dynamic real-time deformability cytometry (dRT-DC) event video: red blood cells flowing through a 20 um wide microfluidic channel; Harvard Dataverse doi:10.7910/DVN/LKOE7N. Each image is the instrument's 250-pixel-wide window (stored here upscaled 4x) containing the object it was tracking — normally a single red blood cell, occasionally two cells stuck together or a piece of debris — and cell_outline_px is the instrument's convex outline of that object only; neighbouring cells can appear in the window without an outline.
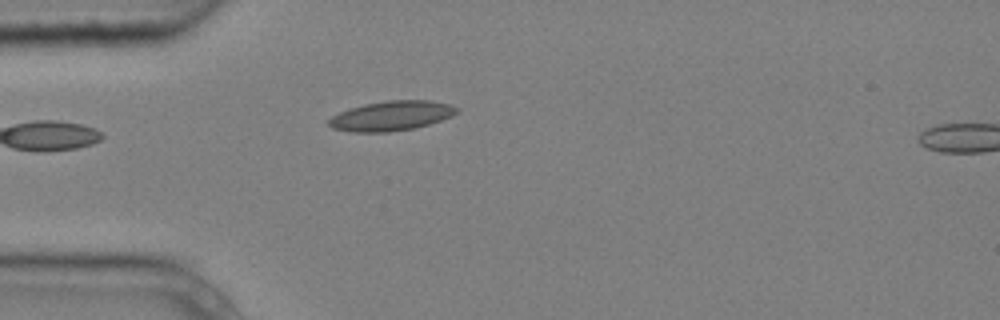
{"species": "common noctule bat (a hibernating species)", "species_latin": "Nyctalus noctula", "temperature_condition": "cold", "stored_images_in_passage": 1, "camera_frame_rate_fps": 3000, "um_per_image_px": 0.085, "animal": {"sex": "male", "body_mass_g": 20.4}, "frame": {"image": 1, "passage_image": 1, "time_ms": 0.0, "image_size_px": [1000, 320], "cell_outline_px": [[460, 108], [452, 116], [416, 128], [388, 132], [352, 132], [332, 128], [328, 124], [328, 120], [332, 116], [340, 112], [364, 104], [388, 100], [428, 100], [448, 104]], "centroid_in_image_um": [33.26, 9.85], "position_along_channel_um": 51.7, "area_um2": 22.02}}